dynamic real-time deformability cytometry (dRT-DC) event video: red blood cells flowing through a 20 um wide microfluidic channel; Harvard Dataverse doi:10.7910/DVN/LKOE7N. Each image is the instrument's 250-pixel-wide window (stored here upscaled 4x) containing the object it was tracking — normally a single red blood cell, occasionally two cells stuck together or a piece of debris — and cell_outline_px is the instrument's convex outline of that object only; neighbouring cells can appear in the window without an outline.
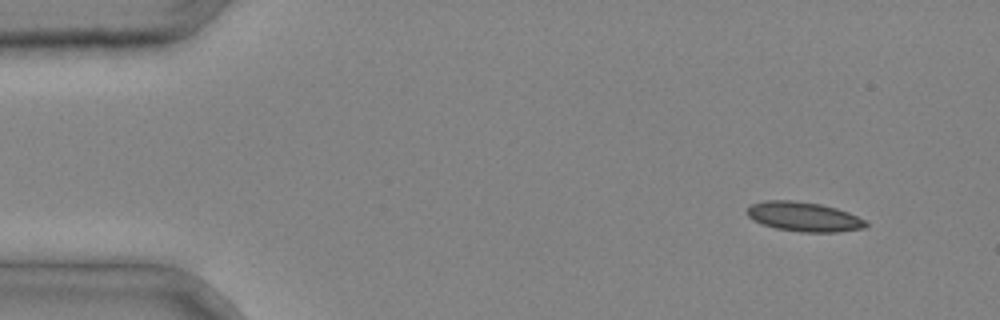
{"species": "common noctule bat (a hibernating species)", "species_latin": "Nyctalus noctula", "temperature_condition": "cold", "stored_images_in_passage": 3, "camera_frame_rate_fps": 3000, "um_per_image_px": 0.085, "animal": {"sex": "male", "body_mass_g": 20.4}, "frame": {"image": 1, "passage_image": 1, "time_ms": 0.0, "image_size_px": [1000, 320], "cell_outline_px": [[868, 228], [840, 232], [800, 232], [776, 228], [760, 224], [752, 220], [744, 212], [752, 204], [764, 200], [792, 200], [820, 204], [836, 208], [848, 212], [864, 220], [868, 224]], "centroid_in_image_um": [68.31, 18.43], "position_along_channel_um": 16.7, "area_um2": 20.63}}
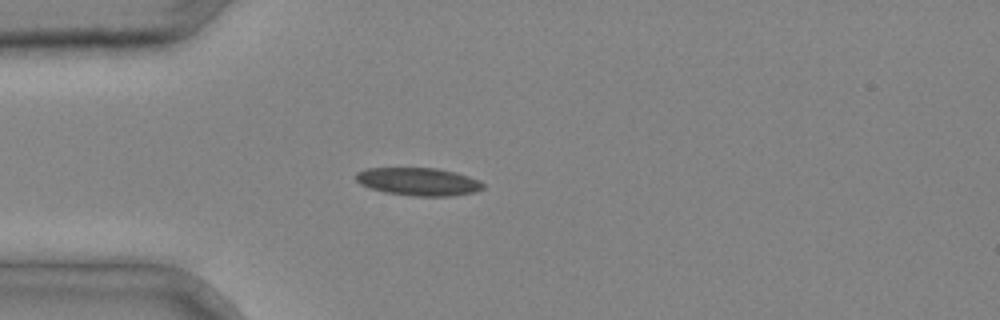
{"frame": {"image": 2, "passage_image": 3, "time_ms": 0.667, "image_size_px": [1000, 320], "cell_outline_px": [[484, 188], [476, 192], [452, 196], [412, 196], [384, 192], [360, 184], [356, 180], [356, 172], [368, 168], [436, 168], [456, 172], [480, 180], [484, 184]], "centroid_in_image_um": [35.6, 15.44], "position_along_channel_um": 49.4, "area_um2": 20.75}}